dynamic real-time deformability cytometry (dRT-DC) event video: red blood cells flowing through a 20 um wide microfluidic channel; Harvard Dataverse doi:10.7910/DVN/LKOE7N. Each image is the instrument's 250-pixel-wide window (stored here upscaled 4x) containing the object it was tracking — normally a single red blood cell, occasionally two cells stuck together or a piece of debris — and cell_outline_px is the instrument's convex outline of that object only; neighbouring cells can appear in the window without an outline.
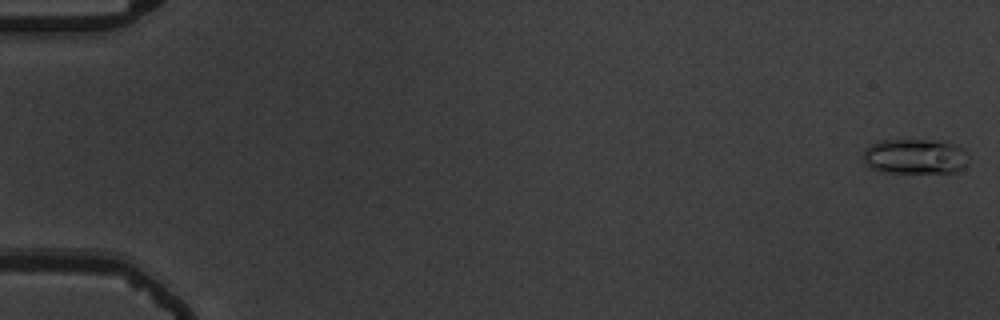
{"species": "common noctule bat (a hibernating species)", "species_latin": "Nyctalus noctula", "temperature_condition": "warm", "stored_images_in_passage": 15, "camera_frame_rate_fps": 3000, "um_per_image_px": 0.085, "animal": {"sex": "male", "body_mass_g": 19.5, "forearm_length_mm": 54.6}, "frame": {"image": 1, "passage_image": 1, "time_ms": 0.0, "image_size_px": [1000, 320], "cell_outline_px": [[968, 164], [964, 168], [956, 172], [884, 172], [872, 168], [864, 164], [864, 148], [880, 140], [944, 140], [956, 144], [964, 148], [968, 152]], "centroid_in_image_um": [77.84, 13.28], "position_along_channel_um": 7.2, "area_um2": 21.96}}